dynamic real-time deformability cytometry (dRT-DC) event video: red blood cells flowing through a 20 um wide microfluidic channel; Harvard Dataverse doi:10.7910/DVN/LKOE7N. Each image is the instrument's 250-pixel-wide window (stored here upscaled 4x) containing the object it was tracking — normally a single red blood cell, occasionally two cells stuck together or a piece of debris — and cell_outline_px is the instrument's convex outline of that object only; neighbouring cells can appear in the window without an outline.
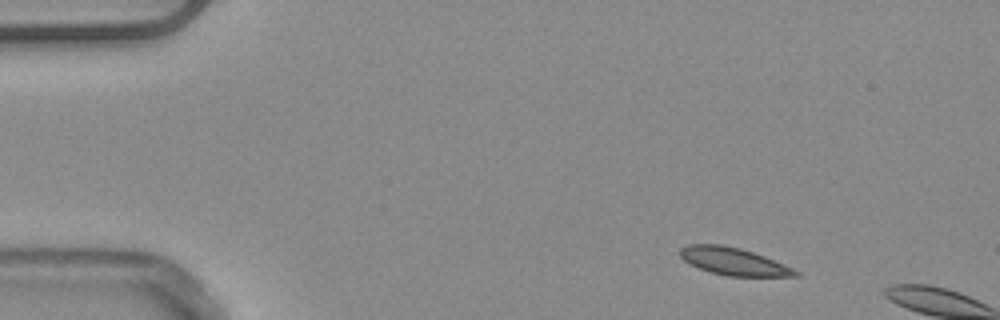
{"species": "common noctule bat (a hibernating species)", "species_latin": "Nyctalus noctula", "temperature_condition": "warm", "stored_images_in_passage": 4, "camera_frame_rate_fps": 3000, "um_per_image_px": 0.085, "animal": {"sex": "male", "body_mass_g": 20.4}, "frame": {"image": 1, "passage_image": 1, "time_ms": 0.0, "image_size_px": [1000, 320], "cell_outline_px": [[800, 276], [728, 276], [712, 272], [700, 268], [684, 260], [680, 256], [680, 248], [688, 244], [720, 244], [740, 248], [764, 256], [784, 264], [800, 272]], "centroid_in_image_um": [62.36, 22.21], "position_along_channel_um": 22.6, "area_um2": 18.21}}